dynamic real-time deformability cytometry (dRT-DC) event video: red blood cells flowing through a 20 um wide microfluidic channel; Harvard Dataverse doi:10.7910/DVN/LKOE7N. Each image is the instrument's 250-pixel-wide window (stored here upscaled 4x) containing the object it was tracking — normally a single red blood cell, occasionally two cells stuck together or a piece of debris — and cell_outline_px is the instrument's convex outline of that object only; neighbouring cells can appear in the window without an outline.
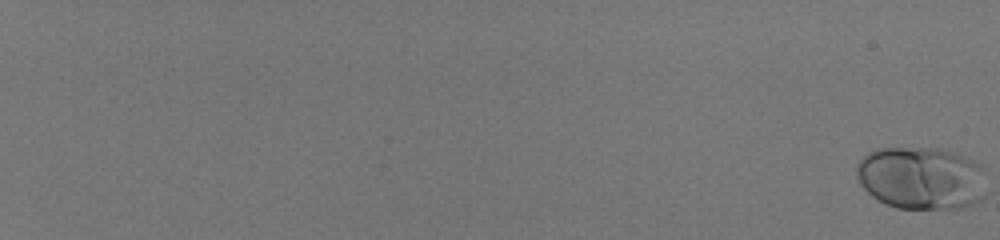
{"species": "human", "species_latin": "Homo sapiens", "temperature_condition": "room temperature", "stored_images_in_passage": 58, "camera_frame_rate_fps": 3000, "um_per_image_px": 0.085, "donor": {"sex": "male"}, "frame": {"image": 1, "passage_image": 1, "time_ms": 0.0, "image_size_px": [1000, 240], "cell_outline_px": [[984, 196], [980, 200], [964, 208], [896, 208], [884, 204], [872, 196], [860, 184], [856, 172], [856, 164], [868, 152], [876, 148], [928, 148], [952, 152], [976, 160], [984, 168]], "centroid_in_image_um": [78.31, 15.13], "position_along_channel_um": 6.7, "area_um2": 47.8}}
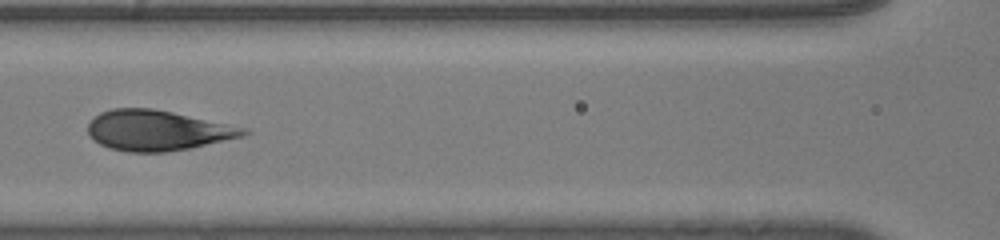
{"frame": {"image": 2, "passage_image": 34, "time_ms": 11.0, "image_size_px": [1000, 240], "cell_outline_px": [[252, 132], [244, 136], [192, 148], [168, 152], [128, 152], [108, 148], [100, 144], [88, 132], [88, 124], [100, 112], [112, 108], [152, 108], [172, 112], [248, 128]], "centroid_in_image_um": [13.42, 11.09], "position_along_channel_um": 153.2, "area_um2": 36.59}}
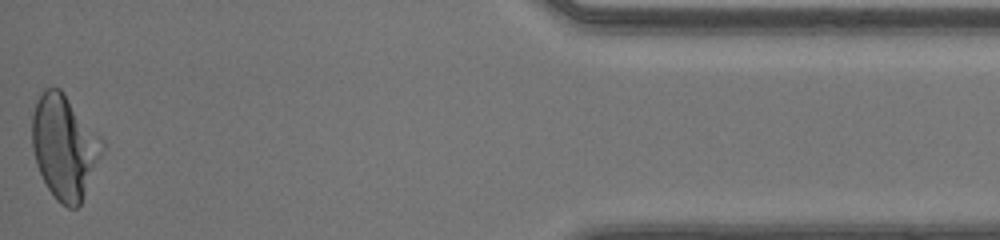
{"frame": {"image": 3, "passage_image": 58, "time_ms": 19.0, "image_size_px": [1000, 240], "cell_outline_px": [[104, 148], [80, 204], [76, 208], [68, 208], [60, 204], [56, 200], [48, 188], [36, 164], [32, 148], [32, 116], [36, 100], [44, 88], [60, 88], [64, 92], [104, 140]], "centroid_in_image_um": [5.46, 12.46], "position_along_channel_um": 429.7, "area_um2": 42.37}, "authors_computed_cell_mechanics": {"area_um2": 38.726, "velocity_mm_per_s": 4.113, "shape_relaxation_time_tau1_ms": 4.0602, "shape_relaxation_time_tau2_ms": null, "deformation_change_tau1": 0.1826, "deformation_change_tau2": null}}